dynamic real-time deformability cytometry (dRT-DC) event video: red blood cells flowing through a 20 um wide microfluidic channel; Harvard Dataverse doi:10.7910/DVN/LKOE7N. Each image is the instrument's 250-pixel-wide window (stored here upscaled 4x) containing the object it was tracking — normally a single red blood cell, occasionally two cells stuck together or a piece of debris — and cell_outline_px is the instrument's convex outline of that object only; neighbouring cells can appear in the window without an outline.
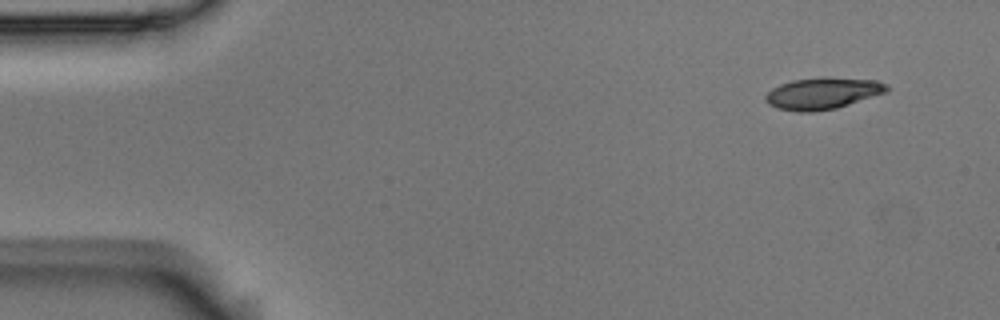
{"species": "Egyptian fruit bat (a non-hibernating species)", "species_latin": "Rousettus aegyptiacus", "temperature_condition": "room temperature", "stored_images_in_passage": 5, "camera_frame_rate_fps": 3000, "um_per_image_px": 0.085, "animal": {"sex": "male"}, "frame": {"image": 1, "passage_image": 1, "time_ms": 0.0, "image_size_px": [1000, 320], "cell_outline_px": [[892, 88], [888, 92], [836, 108], [812, 112], [796, 112], [776, 108], [768, 104], [764, 100], [764, 96], [772, 88], [780, 84], [792, 80], [824, 76], [828, 76], [876, 80], [888, 84]], "centroid_in_image_um": [69.95, 7.92], "position_along_channel_um": 15.1, "area_um2": 22.89}}
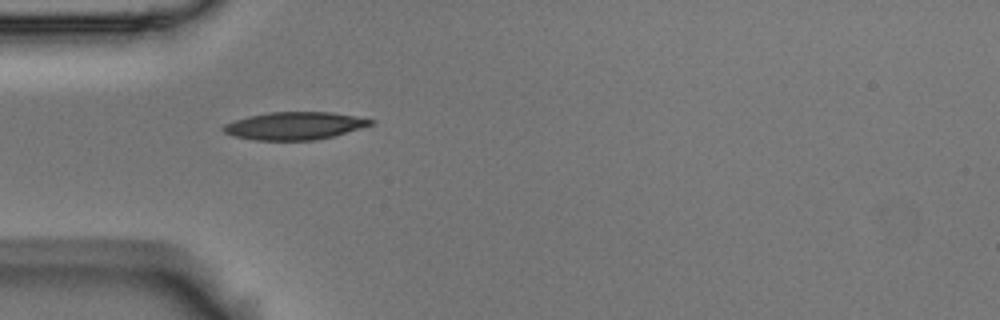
{"frame": {"image": 2, "passage_image": 4, "time_ms": 1.0, "image_size_px": [1000, 320], "cell_outline_px": [[376, 124], [332, 136], [312, 140], [256, 140], [232, 136], [224, 132], [220, 128], [224, 124], [248, 116], [268, 112], [332, 112], [376, 120]], "centroid_in_image_um": [25.04, 10.69], "position_along_channel_um": 60.0, "area_um2": 23.76}}
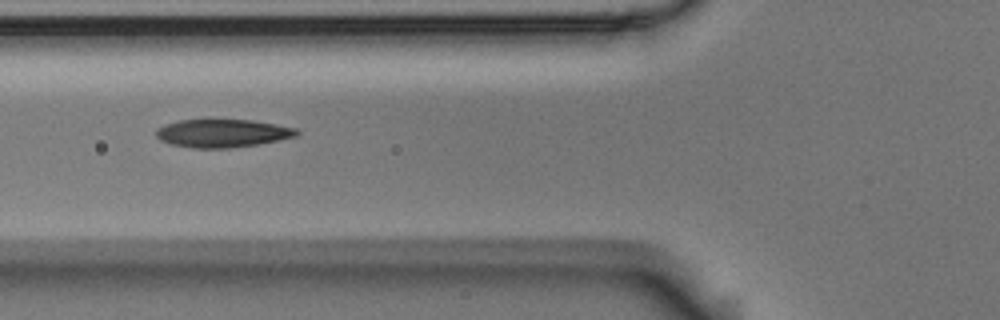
{"frame": {"image": 3, "passage_image": 5, "time_ms": 1.333, "image_size_px": [1000, 320], "cell_outline_px": [[300, 132], [296, 136], [280, 140], [232, 148], [192, 148], [172, 144], [160, 140], [156, 136], [156, 128], [164, 124], [180, 120], [252, 120], [296, 128]], "centroid_in_image_um": [18.89, 11.33], "position_along_channel_um": 106.9, "area_um2": 22.95}}